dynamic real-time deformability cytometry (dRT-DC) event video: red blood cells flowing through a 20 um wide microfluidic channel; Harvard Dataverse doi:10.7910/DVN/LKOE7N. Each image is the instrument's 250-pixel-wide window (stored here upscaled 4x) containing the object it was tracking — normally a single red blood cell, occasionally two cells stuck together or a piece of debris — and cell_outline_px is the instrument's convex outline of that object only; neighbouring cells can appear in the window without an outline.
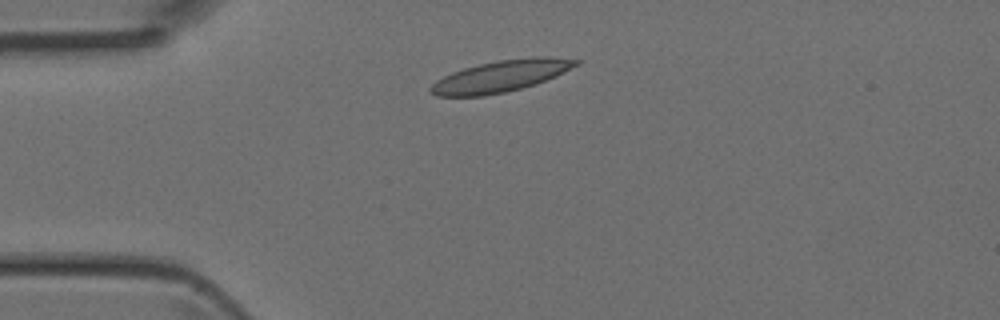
{"species": "Egyptian fruit bat (a non-hibernating species)", "species_latin": "Rousettus aegyptiacus", "temperature_condition": "room temperature", "stored_images_in_passage": 3, "camera_frame_rate_fps": 3000, "um_per_image_px": 0.085, "animal": {"sex": "female"}, "frame": {"image": 1, "passage_image": 2, "time_ms": 0.333, "image_size_px": [1000, 320], "cell_outline_px": [[584, 60], [580, 64], [556, 76], [536, 84], [504, 92], [484, 96], [436, 96], [428, 92], [428, 88], [436, 80], [452, 72], [464, 68], [480, 64], [500, 60], [540, 56], [548, 56]], "centroid_in_image_um": [42.59, 6.47], "position_along_channel_um": 42.4, "area_um2": 26.76}}
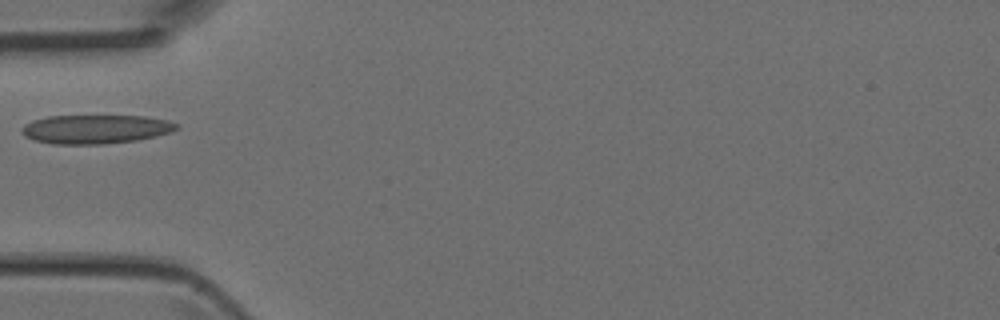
{"frame": {"image": 2, "passage_image": 3, "time_ms": 0.667, "image_size_px": [1000, 320], "cell_outline_px": [[180, 128], [172, 132], [156, 136], [136, 140], [104, 144], [52, 144], [36, 140], [24, 136], [20, 132], [20, 128], [24, 124], [32, 120], [48, 116], [144, 116], [168, 120], [180, 124]], "centroid_in_image_um": [8.13, 10.98], "position_along_channel_um": 76.9, "area_um2": 26.3}}